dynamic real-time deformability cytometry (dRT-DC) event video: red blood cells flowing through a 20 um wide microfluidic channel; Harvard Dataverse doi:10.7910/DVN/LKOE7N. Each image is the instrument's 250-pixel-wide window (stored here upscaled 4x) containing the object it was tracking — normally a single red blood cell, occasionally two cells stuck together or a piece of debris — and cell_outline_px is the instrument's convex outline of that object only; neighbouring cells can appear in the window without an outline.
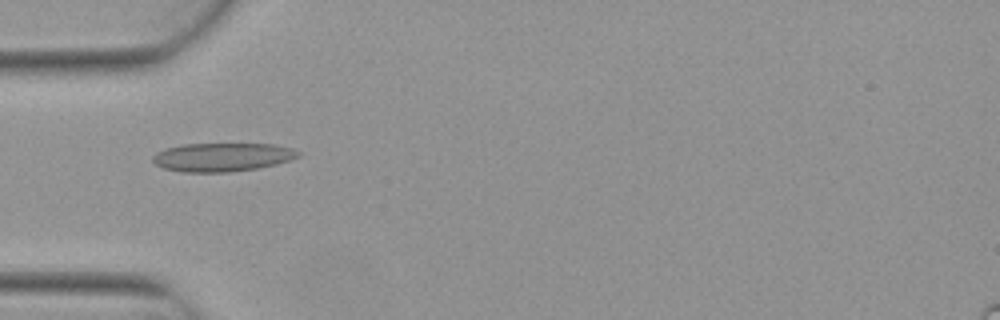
{"species": "Egyptian fruit bat (a non-hibernating species)", "species_latin": "Rousettus aegyptiacus", "temperature_condition": "warm", "stored_images_in_passage": 7, "camera_frame_rate_fps": 3000, "um_per_image_px": 0.085, "animal": {"sex": "female"}, "frame": {"image": 1, "passage_image": 5, "time_ms": 1.333, "image_size_px": [1000, 320], "cell_outline_px": [[300, 156], [276, 164], [256, 168], [228, 172], [184, 172], [164, 168], [156, 164], [152, 160], [152, 156], [156, 152], [164, 148], [184, 144], [276, 144], [292, 148], [300, 152]], "centroid_in_image_um": [18.88, 13.35], "position_along_channel_um": 66.1, "area_um2": 24.16}}
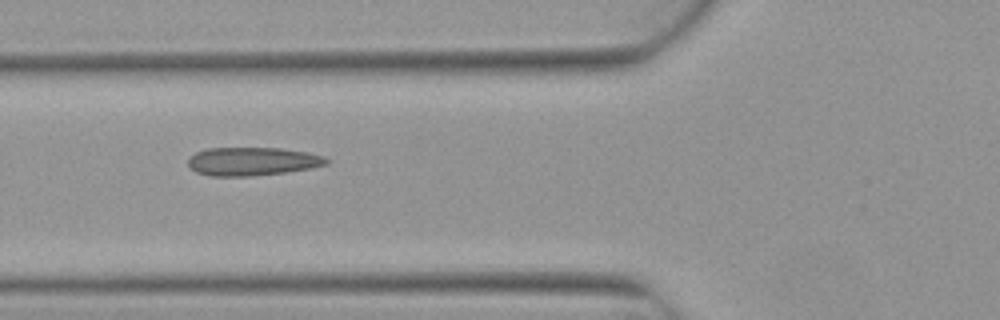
{"frame": {"image": 2, "passage_image": 6, "time_ms": 1.667, "image_size_px": [1000, 320], "cell_outline_px": [[332, 160], [328, 164], [312, 168], [288, 172], [252, 176], [208, 176], [196, 172], [188, 168], [188, 156], [196, 152], [208, 148], [280, 148], [308, 152], [324, 156]], "centroid_in_image_um": [21.46, 13.72], "position_along_channel_um": 104.3, "area_um2": 23.29}}
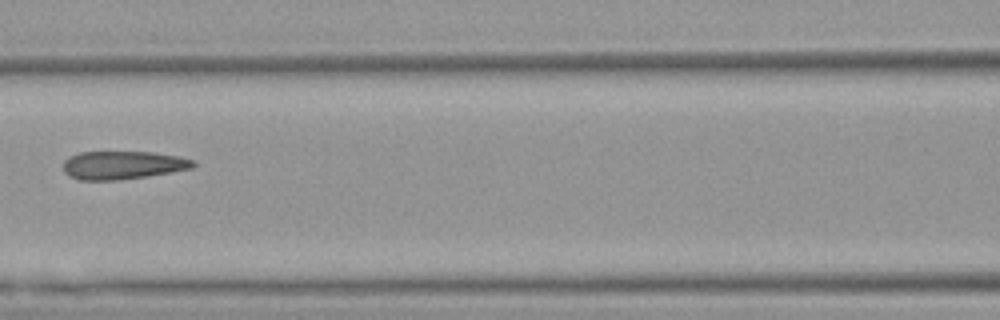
{"frame": {"image": 3, "passage_image": 7, "time_ms": 2.0, "image_size_px": [1000, 320], "cell_outline_px": [[196, 164], [192, 168], [120, 180], [80, 180], [68, 176], [64, 172], [64, 160], [68, 156], [80, 152], [152, 152], [180, 156], [196, 160]], "centroid_in_image_um": [10.42, 14.03], "position_along_channel_um": 156.2, "area_um2": 21.39}}